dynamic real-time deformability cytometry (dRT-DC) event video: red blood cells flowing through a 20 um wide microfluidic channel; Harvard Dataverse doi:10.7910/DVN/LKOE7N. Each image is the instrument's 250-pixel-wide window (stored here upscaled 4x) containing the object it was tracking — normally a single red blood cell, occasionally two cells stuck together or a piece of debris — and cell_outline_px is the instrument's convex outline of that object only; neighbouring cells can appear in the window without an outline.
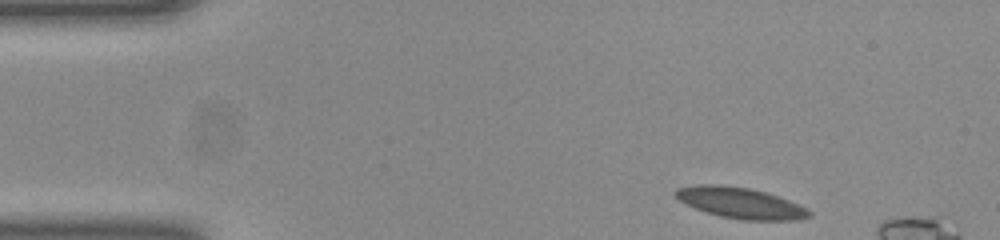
{"species": "common noctule bat (a hibernating species)", "species_latin": "Nyctalus noctula", "temperature_condition": "room temperature", "stored_images_in_passage": 8, "camera_frame_rate_fps": 3000, "um_per_image_px": 0.085, "animal": {"sex": "female", "body_mass_g": 23.0, "forearm_length_mm": 53.4}, "frame": {"image": 1, "passage_image": 1, "time_ms": 0.0, "image_size_px": [1000, 240], "cell_outline_px": [[812, 216], [800, 220], [744, 220], [720, 216], [696, 208], [680, 200], [672, 192], [676, 188], [700, 184], [716, 184], [748, 188], [764, 192], [788, 200], [808, 208], [812, 212]], "centroid_in_image_um": [62.97, 17.25], "position_along_channel_um": 22.0, "area_um2": 23.87}}